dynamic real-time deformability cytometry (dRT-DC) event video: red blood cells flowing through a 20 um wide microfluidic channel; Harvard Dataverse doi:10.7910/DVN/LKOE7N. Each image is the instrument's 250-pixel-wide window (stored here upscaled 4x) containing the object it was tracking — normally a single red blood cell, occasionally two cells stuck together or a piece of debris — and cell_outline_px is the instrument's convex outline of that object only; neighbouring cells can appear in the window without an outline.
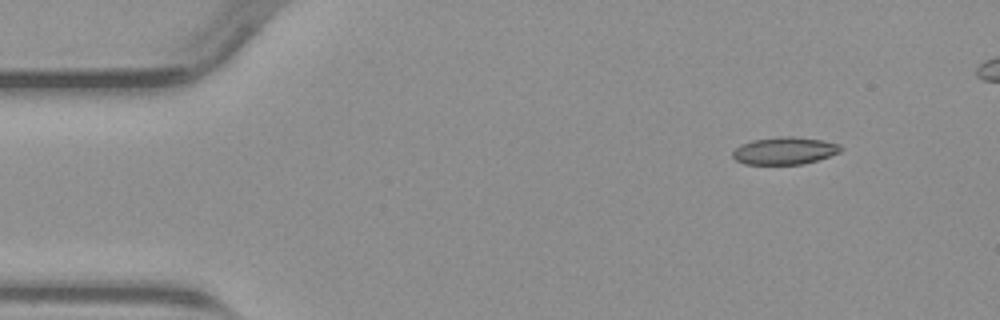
{"species": "common noctule bat (a hibernating species)", "species_latin": "Nyctalus noctula", "temperature_condition": "warm", "stored_images_in_passage": 4, "camera_frame_rate_fps": 3000, "um_per_image_px": 0.085, "animal": {"sex": "male", "body_mass_g": 23.1, "forearm_length_mm": 52.7}, "frame": {"image": 1, "passage_image": 1, "time_ms": 0.0, "image_size_px": [1000, 320], "cell_outline_px": [[844, 148], [840, 152], [816, 160], [800, 164], [744, 164], [736, 160], [732, 156], [732, 152], [740, 144], [752, 140], [780, 136], [792, 136], [820, 140], [840, 144]], "centroid_in_image_um": [66.67, 12.8], "position_along_channel_um": 18.3, "area_um2": 17.17}}